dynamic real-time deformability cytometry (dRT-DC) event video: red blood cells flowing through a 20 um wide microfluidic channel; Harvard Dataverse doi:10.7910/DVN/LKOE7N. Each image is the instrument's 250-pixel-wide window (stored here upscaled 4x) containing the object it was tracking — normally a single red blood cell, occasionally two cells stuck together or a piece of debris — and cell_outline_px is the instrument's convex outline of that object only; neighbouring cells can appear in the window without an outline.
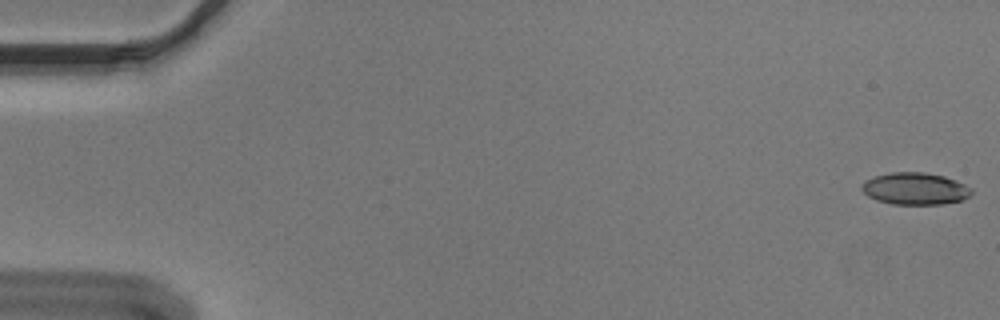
{"species": "Egyptian fruit bat (a non-hibernating species)", "species_latin": "Rousettus aegyptiacus", "temperature_condition": "cold", "stored_images_in_passage": 55, "segment_of_instrument_passage": [1, 2], "camera_frame_rate_fps": 3000, "um_per_image_px": 0.085, "animal": {"sex": "male"}, "frame": {"image": 1, "passage_image": 1, "time_ms": 0.0, "image_size_px": [1000, 320], "cell_outline_px": [[972, 196], [964, 200], [940, 204], [892, 204], [876, 200], [868, 196], [860, 188], [864, 180], [876, 176], [892, 172], [924, 172], [944, 176], [964, 184], [972, 188]], "centroid_in_image_um": [77.8, 16.04], "position_along_channel_um": 7.2, "area_um2": 20.58}}
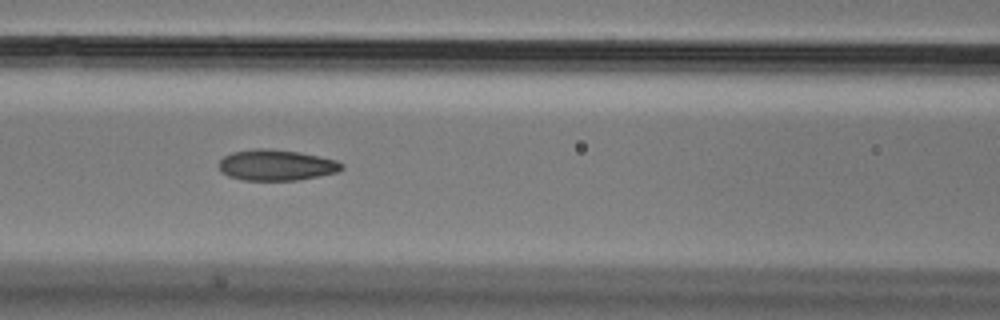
{"frame": {"image": 2, "passage_image": 24, "time_ms": 7.667, "image_size_px": [1000, 320], "cell_outline_px": [[344, 168], [336, 172], [320, 176], [296, 180], [244, 180], [228, 176], [220, 172], [216, 164], [224, 156], [232, 152], [256, 148], [264, 148], [300, 152], [336, 160], [344, 164]], "centroid_in_image_um": [23.45, 14.03], "position_along_channel_um": 143.2, "area_um2": 22.25}}
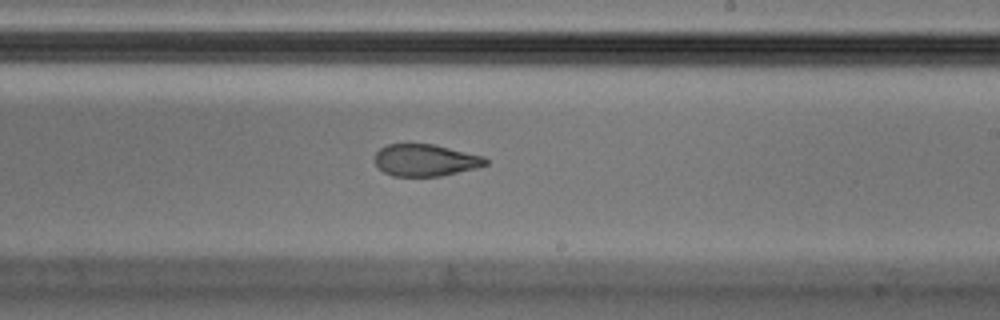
{"frame": {"image": 3, "passage_image": 33, "time_ms": 10.667, "image_size_px": [1000, 320], "cell_outline_px": [[488, 164], [476, 168], [440, 176], [392, 176], [384, 172], [376, 164], [376, 152], [380, 148], [388, 144], [432, 144], [484, 156], [488, 160]], "centroid_in_image_um": [36.17, 13.62], "position_along_channel_um": 252.8, "area_um2": 20.46}}